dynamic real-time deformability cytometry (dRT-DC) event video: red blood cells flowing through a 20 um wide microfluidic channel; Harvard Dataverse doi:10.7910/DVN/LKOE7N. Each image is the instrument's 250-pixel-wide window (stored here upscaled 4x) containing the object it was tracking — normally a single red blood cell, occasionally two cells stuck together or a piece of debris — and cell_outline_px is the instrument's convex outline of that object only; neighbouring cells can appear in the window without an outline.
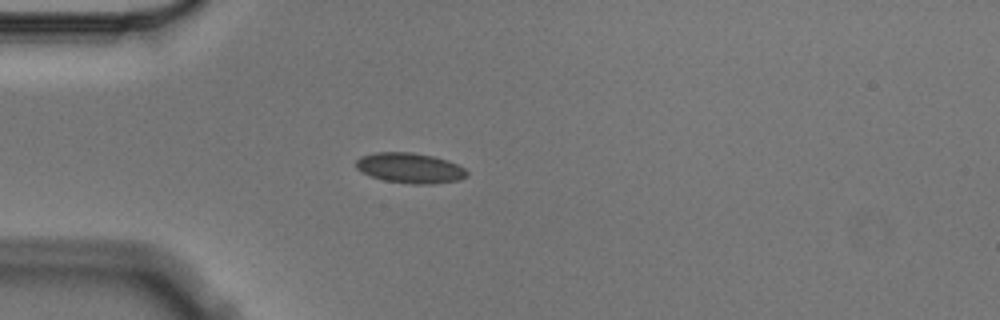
{"species": "Egyptian fruit bat (a non-hibernating species)", "species_latin": "Rousettus aegyptiacus", "temperature_condition": "cold", "stored_images_in_passage": 4, "camera_frame_rate_fps": 3000, "um_per_image_px": 0.085, "animal": {"sex": "male"}, "frame": {"image": 1, "passage_image": 4, "time_ms": 1.0, "image_size_px": [1000, 320], "cell_outline_px": [[468, 176], [460, 180], [432, 184], [412, 184], [384, 180], [372, 176], [356, 168], [356, 160], [360, 156], [376, 152], [412, 152], [432, 156], [448, 160], [464, 168], [468, 172]], "centroid_in_image_um": [34.87, 14.28], "position_along_channel_um": 50.1, "area_um2": 19.54}}